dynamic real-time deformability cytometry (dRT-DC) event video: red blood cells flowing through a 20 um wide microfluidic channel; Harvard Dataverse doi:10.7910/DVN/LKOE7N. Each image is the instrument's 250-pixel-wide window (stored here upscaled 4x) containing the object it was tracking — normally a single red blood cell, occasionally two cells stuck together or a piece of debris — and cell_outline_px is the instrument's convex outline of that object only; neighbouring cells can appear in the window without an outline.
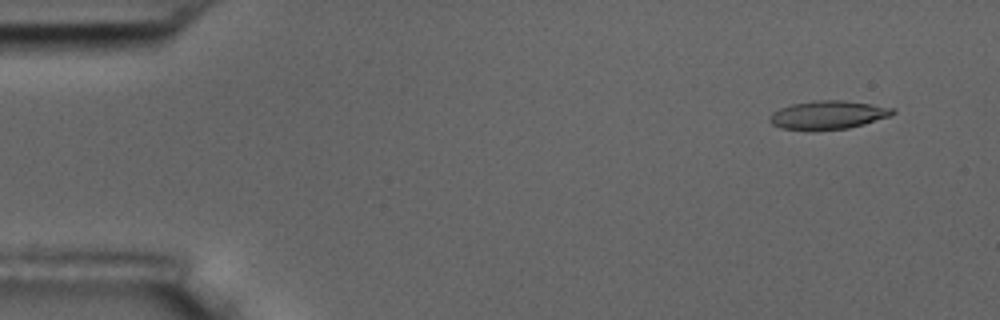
{"species": "common noctule bat (a hibernating species)", "species_latin": "Nyctalus noctula", "temperature_condition": "room temperature", "stored_images_in_passage": 5, "segment_of_instrument_passage": [1, 2], "camera_frame_rate_fps": 3000, "um_per_image_px": 0.085, "animal": {"sex": "male", "body_mass_g": 17.5, "forearm_length_mm": 52.3}, "frame": {"image": 1, "passage_image": 1, "time_ms": 0.0, "image_size_px": [1000, 320], "cell_outline_px": [[896, 112], [892, 116], [864, 124], [848, 128], [816, 132], [808, 132], [780, 128], [772, 124], [768, 120], [768, 116], [772, 112], [780, 108], [792, 104], [816, 100], [840, 100], [872, 104], [896, 108]], "centroid_in_image_um": [70.36, 9.8], "position_along_channel_um": 14.6, "area_um2": 21.1}}